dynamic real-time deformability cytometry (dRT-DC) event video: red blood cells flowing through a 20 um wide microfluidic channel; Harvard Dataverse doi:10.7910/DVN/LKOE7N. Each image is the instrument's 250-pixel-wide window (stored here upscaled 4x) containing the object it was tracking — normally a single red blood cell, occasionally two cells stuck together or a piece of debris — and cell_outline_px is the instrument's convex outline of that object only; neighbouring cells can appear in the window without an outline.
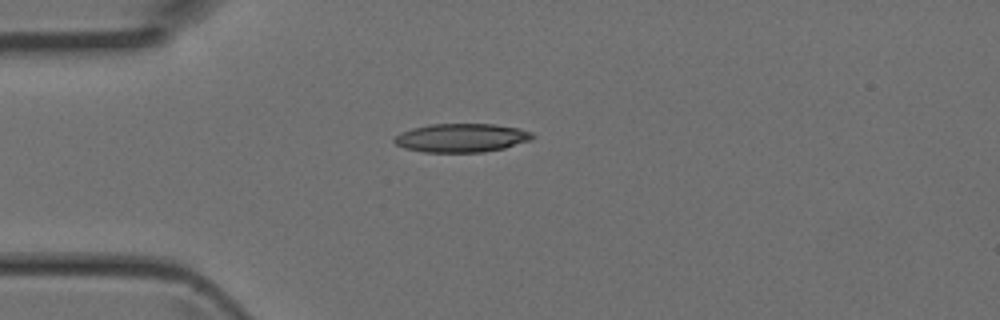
{"species": "Egyptian fruit bat (a non-hibernating species)", "species_latin": "Rousettus aegyptiacus", "temperature_condition": "room temperature", "stored_images_in_passage": 4, "camera_frame_rate_fps": 3000, "um_per_image_px": 0.085, "animal": {"sex": "female"}, "frame": {"image": 1, "passage_image": 4, "time_ms": 1.0, "image_size_px": [1000, 320], "cell_outline_px": [[536, 136], [532, 140], [504, 148], [484, 152], [424, 152], [404, 148], [396, 144], [392, 140], [400, 132], [412, 128], [428, 124], [496, 124], [520, 128], [532, 132]], "centroid_in_image_um": [39.25, 11.71], "position_along_channel_um": 45.7, "area_um2": 23.29}}